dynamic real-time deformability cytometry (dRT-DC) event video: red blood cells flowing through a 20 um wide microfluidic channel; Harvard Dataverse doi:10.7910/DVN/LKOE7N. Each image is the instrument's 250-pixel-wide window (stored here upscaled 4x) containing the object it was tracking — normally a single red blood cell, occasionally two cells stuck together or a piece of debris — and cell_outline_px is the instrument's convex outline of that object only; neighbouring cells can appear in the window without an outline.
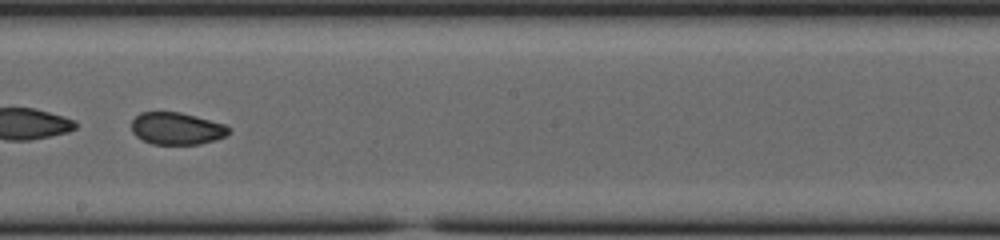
{"species": "common noctule bat (a hibernating species)", "species_latin": "Nyctalus noctula", "temperature_condition": "cold", "stored_images_in_passage": 52, "camera_frame_rate_fps": 3000, "um_per_image_px": 0.085, "animal": {"sex": "female", "body_mass_g": 23.0, "forearm_length_mm": 53.4}, "frame": {"image": 1, "passage_image": 30, "time_ms": 9.667, "image_size_px": [1000, 240], "cell_outline_px": [[228, 132], [224, 136], [216, 140], [200, 144], [152, 144], [136, 136], [132, 132], [132, 120], [140, 112], [180, 112], [196, 116], [224, 124], [228, 128]], "centroid_in_image_um": [14.99, 10.92], "position_along_channel_um": 233.2, "area_um2": 18.09}, "authors_computed_cell_mechanics": {"area_um2": 29.7959, "velocity_mm_per_s": 3.8532, "shape_relaxation_time_tau1_ms": null, "shape_relaxation_time_tau2_ms": 1.5471, "deformation_change_tau1": null, "deformation_change_tau2": 0.0499}}